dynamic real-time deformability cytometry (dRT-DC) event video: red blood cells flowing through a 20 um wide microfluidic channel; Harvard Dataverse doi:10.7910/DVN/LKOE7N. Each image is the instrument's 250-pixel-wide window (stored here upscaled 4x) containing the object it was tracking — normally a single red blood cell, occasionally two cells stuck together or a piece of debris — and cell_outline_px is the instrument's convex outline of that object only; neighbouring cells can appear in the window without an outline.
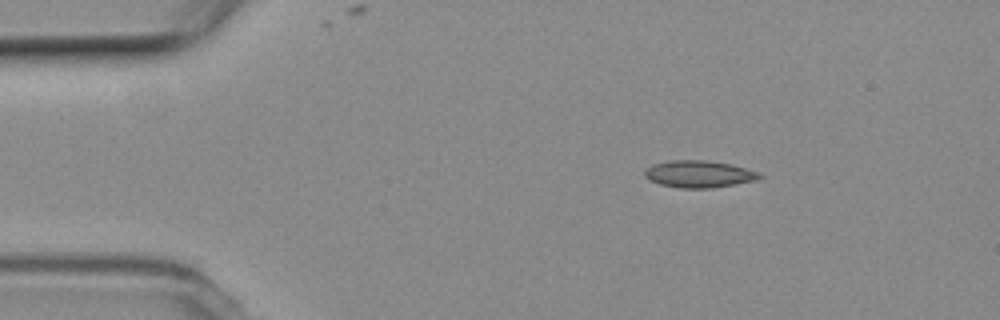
{"species": "common noctule bat (a hibernating species)", "species_latin": "Nyctalus noctula", "temperature_condition": "room temperature", "stored_images_in_passage": 47, "camera_frame_rate_fps": 3000, "um_per_image_px": 0.085, "animal": {"sex": "female", "body_mass_g": 19.3, "forearm_length_mm": 54.1}, "frame": {"image": 1, "passage_image": 1, "time_ms": 0.0, "image_size_px": [1000, 320], "cell_outline_px": [[764, 176], [756, 180], [712, 188], [680, 188], [660, 184], [648, 180], [644, 176], [644, 168], [652, 164], [668, 160], [708, 160], [732, 164], [760, 172]], "centroid_in_image_um": [59.39, 14.78], "position_along_channel_um": 25.6, "area_um2": 18.38}}
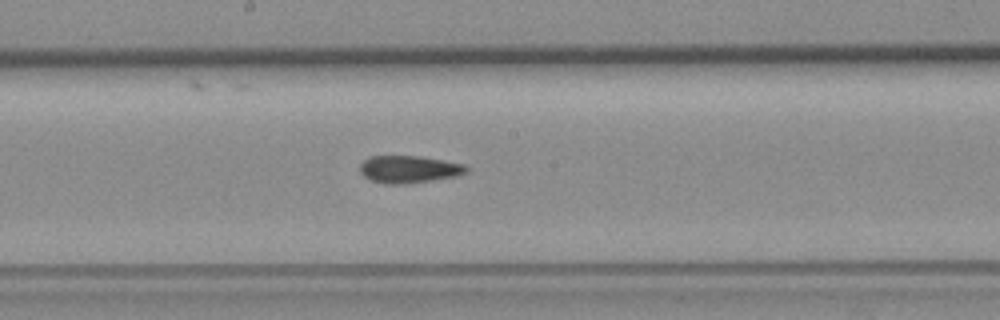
{"frame": {"image": 2, "passage_image": 21, "time_ms": 6.667, "image_size_px": [1000, 320], "cell_outline_px": [[468, 172], [456, 176], [432, 180], [400, 184], [384, 184], [372, 180], [364, 176], [360, 172], [360, 164], [368, 156], [420, 156], [464, 164], [468, 168]], "centroid_in_image_um": [34.75, 14.38], "position_along_channel_um": 213.5, "area_um2": 16.88}}
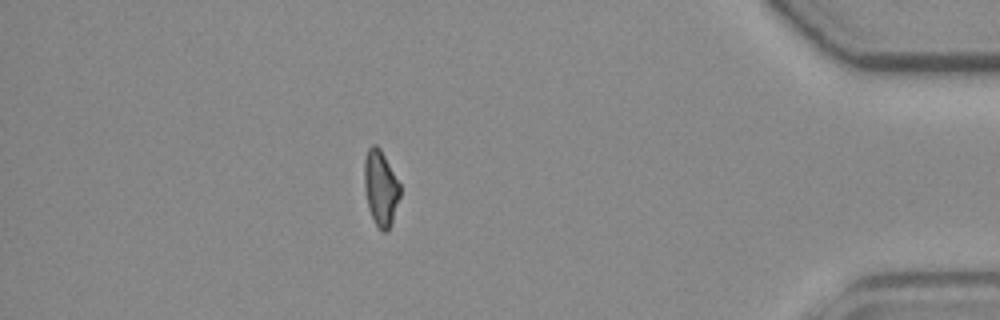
{"frame": {"image": 3, "passage_image": 40, "time_ms": 13.0, "image_size_px": [1000, 320], "cell_outline_px": [[400, 196], [388, 232], [380, 232], [368, 208], [364, 188], [364, 160], [368, 148], [372, 144], [376, 144], [380, 148], [400, 184]], "centroid_in_image_um": [32.34, 15.98], "position_along_channel_um": 402.9, "area_um2": 15.72}, "authors_computed_cell_mechanics": {"area_um2": 16.8198, "velocity_mm_per_s": 3.7545, "shape_relaxation_time_tau1_ms": null, "shape_relaxation_time_tau2_ms": 3.8174, "deformation_change_tau1": null, "deformation_change_tau2": 0.116}}